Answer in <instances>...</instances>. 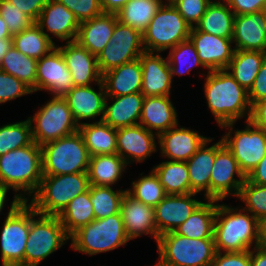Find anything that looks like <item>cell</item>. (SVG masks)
Wrapping results in <instances>:
<instances>
[{
	"label": "cell",
	"mask_w": 266,
	"mask_h": 266,
	"mask_svg": "<svg viewBox=\"0 0 266 266\" xmlns=\"http://www.w3.org/2000/svg\"><path fill=\"white\" fill-rule=\"evenodd\" d=\"M249 214L243 208L217 204L213 232L216 252H243L253 244L252 248L262 245L263 224Z\"/></svg>",
	"instance_id": "1"
},
{
	"label": "cell",
	"mask_w": 266,
	"mask_h": 266,
	"mask_svg": "<svg viewBox=\"0 0 266 266\" xmlns=\"http://www.w3.org/2000/svg\"><path fill=\"white\" fill-rule=\"evenodd\" d=\"M204 92L208 108L219 126L234 122L246 115L249 120L251 105L245 90L227 69L208 71Z\"/></svg>",
	"instance_id": "2"
},
{
	"label": "cell",
	"mask_w": 266,
	"mask_h": 266,
	"mask_svg": "<svg viewBox=\"0 0 266 266\" xmlns=\"http://www.w3.org/2000/svg\"><path fill=\"white\" fill-rule=\"evenodd\" d=\"M42 177L41 146L36 142L0 156V182L12 188L22 201H30L28 198L37 192ZM20 190L29 197L16 194Z\"/></svg>",
	"instance_id": "3"
},
{
	"label": "cell",
	"mask_w": 266,
	"mask_h": 266,
	"mask_svg": "<svg viewBox=\"0 0 266 266\" xmlns=\"http://www.w3.org/2000/svg\"><path fill=\"white\" fill-rule=\"evenodd\" d=\"M87 173L43 176L30 204L40 214L58 216L76 196L89 190Z\"/></svg>",
	"instance_id": "4"
},
{
	"label": "cell",
	"mask_w": 266,
	"mask_h": 266,
	"mask_svg": "<svg viewBox=\"0 0 266 266\" xmlns=\"http://www.w3.org/2000/svg\"><path fill=\"white\" fill-rule=\"evenodd\" d=\"M43 176L87 173L90 155L77 131L41 146Z\"/></svg>",
	"instance_id": "5"
},
{
	"label": "cell",
	"mask_w": 266,
	"mask_h": 266,
	"mask_svg": "<svg viewBox=\"0 0 266 266\" xmlns=\"http://www.w3.org/2000/svg\"><path fill=\"white\" fill-rule=\"evenodd\" d=\"M157 246L165 266H211L216 253L214 238L193 239L175 231L160 235Z\"/></svg>",
	"instance_id": "6"
},
{
	"label": "cell",
	"mask_w": 266,
	"mask_h": 266,
	"mask_svg": "<svg viewBox=\"0 0 266 266\" xmlns=\"http://www.w3.org/2000/svg\"><path fill=\"white\" fill-rule=\"evenodd\" d=\"M70 239L72 250L91 256L125 246L130 241L121 213L93 220L76 231Z\"/></svg>",
	"instance_id": "7"
},
{
	"label": "cell",
	"mask_w": 266,
	"mask_h": 266,
	"mask_svg": "<svg viewBox=\"0 0 266 266\" xmlns=\"http://www.w3.org/2000/svg\"><path fill=\"white\" fill-rule=\"evenodd\" d=\"M14 195L1 230L2 266H24V253L31 222V204Z\"/></svg>",
	"instance_id": "8"
},
{
	"label": "cell",
	"mask_w": 266,
	"mask_h": 266,
	"mask_svg": "<svg viewBox=\"0 0 266 266\" xmlns=\"http://www.w3.org/2000/svg\"><path fill=\"white\" fill-rule=\"evenodd\" d=\"M39 216L38 219L34 217ZM70 236L57 216L38 213L31 205V222L24 253V266H37L61 248Z\"/></svg>",
	"instance_id": "9"
},
{
	"label": "cell",
	"mask_w": 266,
	"mask_h": 266,
	"mask_svg": "<svg viewBox=\"0 0 266 266\" xmlns=\"http://www.w3.org/2000/svg\"><path fill=\"white\" fill-rule=\"evenodd\" d=\"M32 138L39 146L66 137L79 131L68 103L64 97H55L28 118ZM33 123L34 124L33 126Z\"/></svg>",
	"instance_id": "10"
},
{
	"label": "cell",
	"mask_w": 266,
	"mask_h": 266,
	"mask_svg": "<svg viewBox=\"0 0 266 266\" xmlns=\"http://www.w3.org/2000/svg\"><path fill=\"white\" fill-rule=\"evenodd\" d=\"M190 25L174 5L163 4L142 34L145 51L163 52L189 39Z\"/></svg>",
	"instance_id": "11"
},
{
	"label": "cell",
	"mask_w": 266,
	"mask_h": 266,
	"mask_svg": "<svg viewBox=\"0 0 266 266\" xmlns=\"http://www.w3.org/2000/svg\"><path fill=\"white\" fill-rule=\"evenodd\" d=\"M246 123L244 130L235 131L233 130L234 122L221 125V128H230L221 139L247 177L266 155V130L253 125L249 120Z\"/></svg>",
	"instance_id": "12"
},
{
	"label": "cell",
	"mask_w": 266,
	"mask_h": 266,
	"mask_svg": "<svg viewBox=\"0 0 266 266\" xmlns=\"http://www.w3.org/2000/svg\"><path fill=\"white\" fill-rule=\"evenodd\" d=\"M145 51L143 36L133 27L119 21L115 24L112 38L97 55V64L101 74L122 64L134 61Z\"/></svg>",
	"instance_id": "13"
},
{
	"label": "cell",
	"mask_w": 266,
	"mask_h": 266,
	"mask_svg": "<svg viewBox=\"0 0 266 266\" xmlns=\"http://www.w3.org/2000/svg\"><path fill=\"white\" fill-rule=\"evenodd\" d=\"M237 174L239 179H235ZM246 181L232 152L219 140L215 143V162L210 177V200L221 201L228 195L238 196Z\"/></svg>",
	"instance_id": "14"
},
{
	"label": "cell",
	"mask_w": 266,
	"mask_h": 266,
	"mask_svg": "<svg viewBox=\"0 0 266 266\" xmlns=\"http://www.w3.org/2000/svg\"><path fill=\"white\" fill-rule=\"evenodd\" d=\"M74 87L66 62L57 46L37 61L36 91H50L55 97H65Z\"/></svg>",
	"instance_id": "15"
},
{
	"label": "cell",
	"mask_w": 266,
	"mask_h": 266,
	"mask_svg": "<svg viewBox=\"0 0 266 266\" xmlns=\"http://www.w3.org/2000/svg\"><path fill=\"white\" fill-rule=\"evenodd\" d=\"M189 40L194 45L203 66L209 71L227 69L233 58L235 48L232 38H223L191 29Z\"/></svg>",
	"instance_id": "16"
},
{
	"label": "cell",
	"mask_w": 266,
	"mask_h": 266,
	"mask_svg": "<svg viewBox=\"0 0 266 266\" xmlns=\"http://www.w3.org/2000/svg\"><path fill=\"white\" fill-rule=\"evenodd\" d=\"M196 193L171 195L165 198L154 207L155 223L158 235L175 231L184 223L190 215L202 203L192 197Z\"/></svg>",
	"instance_id": "17"
},
{
	"label": "cell",
	"mask_w": 266,
	"mask_h": 266,
	"mask_svg": "<svg viewBox=\"0 0 266 266\" xmlns=\"http://www.w3.org/2000/svg\"><path fill=\"white\" fill-rule=\"evenodd\" d=\"M155 134L140 124L118 128L117 154L127 165L132 161H144L158 149L156 148Z\"/></svg>",
	"instance_id": "18"
},
{
	"label": "cell",
	"mask_w": 266,
	"mask_h": 266,
	"mask_svg": "<svg viewBox=\"0 0 266 266\" xmlns=\"http://www.w3.org/2000/svg\"><path fill=\"white\" fill-rule=\"evenodd\" d=\"M57 48L63 55L74 86H88L94 81L95 83L102 81L97 56L91 54L77 41L66 42V45Z\"/></svg>",
	"instance_id": "19"
},
{
	"label": "cell",
	"mask_w": 266,
	"mask_h": 266,
	"mask_svg": "<svg viewBox=\"0 0 266 266\" xmlns=\"http://www.w3.org/2000/svg\"><path fill=\"white\" fill-rule=\"evenodd\" d=\"M178 127L177 124L157 136L160 153L171 161L187 162L209 138L197 131Z\"/></svg>",
	"instance_id": "20"
},
{
	"label": "cell",
	"mask_w": 266,
	"mask_h": 266,
	"mask_svg": "<svg viewBox=\"0 0 266 266\" xmlns=\"http://www.w3.org/2000/svg\"><path fill=\"white\" fill-rule=\"evenodd\" d=\"M142 67L141 93L145 97L170 96L172 74L167 58L144 51L140 56Z\"/></svg>",
	"instance_id": "21"
},
{
	"label": "cell",
	"mask_w": 266,
	"mask_h": 266,
	"mask_svg": "<svg viewBox=\"0 0 266 266\" xmlns=\"http://www.w3.org/2000/svg\"><path fill=\"white\" fill-rule=\"evenodd\" d=\"M232 41L235 50L266 52V10L235 15Z\"/></svg>",
	"instance_id": "22"
},
{
	"label": "cell",
	"mask_w": 266,
	"mask_h": 266,
	"mask_svg": "<svg viewBox=\"0 0 266 266\" xmlns=\"http://www.w3.org/2000/svg\"><path fill=\"white\" fill-rule=\"evenodd\" d=\"M120 213L129 240L149 234L158 242L159 235L155 223L154 207L145 205L126 192L122 199Z\"/></svg>",
	"instance_id": "23"
},
{
	"label": "cell",
	"mask_w": 266,
	"mask_h": 266,
	"mask_svg": "<svg viewBox=\"0 0 266 266\" xmlns=\"http://www.w3.org/2000/svg\"><path fill=\"white\" fill-rule=\"evenodd\" d=\"M99 91H95L92 85L74 86L64 97L72 112L76 123L80 126L85 119H95L101 115L99 121L104 116L106 91L103 81L97 83Z\"/></svg>",
	"instance_id": "24"
},
{
	"label": "cell",
	"mask_w": 266,
	"mask_h": 266,
	"mask_svg": "<svg viewBox=\"0 0 266 266\" xmlns=\"http://www.w3.org/2000/svg\"><path fill=\"white\" fill-rule=\"evenodd\" d=\"M35 23L43 32L46 33V28L52 35L66 42L76 40L80 25L73 12L57 0H48Z\"/></svg>",
	"instance_id": "25"
},
{
	"label": "cell",
	"mask_w": 266,
	"mask_h": 266,
	"mask_svg": "<svg viewBox=\"0 0 266 266\" xmlns=\"http://www.w3.org/2000/svg\"><path fill=\"white\" fill-rule=\"evenodd\" d=\"M117 22V15L113 13H102L90 20L83 21L79 25L75 41L97 56L109 44Z\"/></svg>",
	"instance_id": "26"
},
{
	"label": "cell",
	"mask_w": 266,
	"mask_h": 266,
	"mask_svg": "<svg viewBox=\"0 0 266 266\" xmlns=\"http://www.w3.org/2000/svg\"><path fill=\"white\" fill-rule=\"evenodd\" d=\"M144 97L141 92L106 96L102 121L116 129L139 124L137 121L140 120ZM113 99L114 102L108 105L107 100Z\"/></svg>",
	"instance_id": "27"
},
{
	"label": "cell",
	"mask_w": 266,
	"mask_h": 266,
	"mask_svg": "<svg viewBox=\"0 0 266 266\" xmlns=\"http://www.w3.org/2000/svg\"><path fill=\"white\" fill-rule=\"evenodd\" d=\"M176 111L170 96L144 97L139 124L158 136L179 124Z\"/></svg>",
	"instance_id": "28"
},
{
	"label": "cell",
	"mask_w": 266,
	"mask_h": 266,
	"mask_svg": "<svg viewBox=\"0 0 266 266\" xmlns=\"http://www.w3.org/2000/svg\"><path fill=\"white\" fill-rule=\"evenodd\" d=\"M106 96H121L141 92L140 59L122 64L102 74Z\"/></svg>",
	"instance_id": "29"
},
{
	"label": "cell",
	"mask_w": 266,
	"mask_h": 266,
	"mask_svg": "<svg viewBox=\"0 0 266 266\" xmlns=\"http://www.w3.org/2000/svg\"><path fill=\"white\" fill-rule=\"evenodd\" d=\"M209 138L197 152L186 162L189 172L190 193L205 191L204 196L210 200V177L215 162V144L207 147L212 141ZM207 147V148H206Z\"/></svg>",
	"instance_id": "30"
},
{
	"label": "cell",
	"mask_w": 266,
	"mask_h": 266,
	"mask_svg": "<svg viewBox=\"0 0 266 266\" xmlns=\"http://www.w3.org/2000/svg\"><path fill=\"white\" fill-rule=\"evenodd\" d=\"M90 156L117 154V129L103 121L83 122L79 126Z\"/></svg>",
	"instance_id": "31"
},
{
	"label": "cell",
	"mask_w": 266,
	"mask_h": 266,
	"mask_svg": "<svg viewBox=\"0 0 266 266\" xmlns=\"http://www.w3.org/2000/svg\"><path fill=\"white\" fill-rule=\"evenodd\" d=\"M235 14L228 4L223 1H211L198 24L194 26L198 31L223 38L233 37Z\"/></svg>",
	"instance_id": "32"
},
{
	"label": "cell",
	"mask_w": 266,
	"mask_h": 266,
	"mask_svg": "<svg viewBox=\"0 0 266 266\" xmlns=\"http://www.w3.org/2000/svg\"><path fill=\"white\" fill-rule=\"evenodd\" d=\"M126 162L118 154L90 156L88 178L90 185L112 186L125 172Z\"/></svg>",
	"instance_id": "33"
},
{
	"label": "cell",
	"mask_w": 266,
	"mask_h": 266,
	"mask_svg": "<svg viewBox=\"0 0 266 266\" xmlns=\"http://www.w3.org/2000/svg\"><path fill=\"white\" fill-rule=\"evenodd\" d=\"M217 202L216 200L208 199L207 202H202L175 232L193 239L214 238L213 232Z\"/></svg>",
	"instance_id": "34"
},
{
	"label": "cell",
	"mask_w": 266,
	"mask_h": 266,
	"mask_svg": "<svg viewBox=\"0 0 266 266\" xmlns=\"http://www.w3.org/2000/svg\"><path fill=\"white\" fill-rule=\"evenodd\" d=\"M266 59V52L235 50L227 67L234 79L247 91L253 86L254 80Z\"/></svg>",
	"instance_id": "35"
},
{
	"label": "cell",
	"mask_w": 266,
	"mask_h": 266,
	"mask_svg": "<svg viewBox=\"0 0 266 266\" xmlns=\"http://www.w3.org/2000/svg\"><path fill=\"white\" fill-rule=\"evenodd\" d=\"M12 45L22 54L36 60L41 59L56 47L49 34L43 32L36 23L12 35Z\"/></svg>",
	"instance_id": "36"
},
{
	"label": "cell",
	"mask_w": 266,
	"mask_h": 266,
	"mask_svg": "<svg viewBox=\"0 0 266 266\" xmlns=\"http://www.w3.org/2000/svg\"><path fill=\"white\" fill-rule=\"evenodd\" d=\"M162 5L161 0H130L116 15L120 23L143 34Z\"/></svg>",
	"instance_id": "37"
},
{
	"label": "cell",
	"mask_w": 266,
	"mask_h": 266,
	"mask_svg": "<svg viewBox=\"0 0 266 266\" xmlns=\"http://www.w3.org/2000/svg\"><path fill=\"white\" fill-rule=\"evenodd\" d=\"M57 217L70 237L81 227L95 220L93 204L90 201V187L87 192L71 200Z\"/></svg>",
	"instance_id": "38"
},
{
	"label": "cell",
	"mask_w": 266,
	"mask_h": 266,
	"mask_svg": "<svg viewBox=\"0 0 266 266\" xmlns=\"http://www.w3.org/2000/svg\"><path fill=\"white\" fill-rule=\"evenodd\" d=\"M158 175L166 194L190 193L189 172L186 162L163 161L153 168Z\"/></svg>",
	"instance_id": "39"
},
{
	"label": "cell",
	"mask_w": 266,
	"mask_h": 266,
	"mask_svg": "<svg viewBox=\"0 0 266 266\" xmlns=\"http://www.w3.org/2000/svg\"><path fill=\"white\" fill-rule=\"evenodd\" d=\"M37 61L22 54L12 45L0 63V70L13 75L27 85L32 92H36Z\"/></svg>",
	"instance_id": "40"
},
{
	"label": "cell",
	"mask_w": 266,
	"mask_h": 266,
	"mask_svg": "<svg viewBox=\"0 0 266 266\" xmlns=\"http://www.w3.org/2000/svg\"><path fill=\"white\" fill-rule=\"evenodd\" d=\"M127 190L114 191L111 186L90 185V201L95 219H104L120 213L122 199Z\"/></svg>",
	"instance_id": "41"
},
{
	"label": "cell",
	"mask_w": 266,
	"mask_h": 266,
	"mask_svg": "<svg viewBox=\"0 0 266 266\" xmlns=\"http://www.w3.org/2000/svg\"><path fill=\"white\" fill-rule=\"evenodd\" d=\"M132 185V190L127 189V193L145 205L155 207L167 195L158 175L154 172V170L151 171L150 175H145L137 181H132Z\"/></svg>",
	"instance_id": "42"
},
{
	"label": "cell",
	"mask_w": 266,
	"mask_h": 266,
	"mask_svg": "<svg viewBox=\"0 0 266 266\" xmlns=\"http://www.w3.org/2000/svg\"><path fill=\"white\" fill-rule=\"evenodd\" d=\"M33 142L29 119L0 127V156Z\"/></svg>",
	"instance_id": "43"
},
{
	"label": "cell",
	"mask_w": 266,
	"mask_h": 266,
	"mask_svg": "<svg viewBox=\"0 0 266 266\" xmlns=\"http://www.w3.org/2000/svg\"><path fill=\"white\" fill-rule=\"evenodd\" d=\"M167 59L170 65L172 79L175 74L183 75L189 73L195 66L199 65L204 67L194 45L189 39L171 48Z\"/></svg>",
	"instance_id": "44"
},
{
	"label": "cell",
	"mask_w": 266,
	"mask_h": 266,
	"mask_svg": "<svg viewBox=\"0 0 266 266\" xmlns=\"http://www.w3.org/2000/svg\"><path fill=\"white\" fill-rule=\"evenodd\" d=\"M237 197L245 203V211L262 224L266 223V185H257L246 179Z\"/></svg>",
	"instance_id": "45"
},
{
	"label": "cell",
	"mask_w": 266,
	"mask_h": 266,
	"mask_svg": "<svg viewBox=\"0 0 266 266\" xmlns=\"http://www.w3.org/2000/svg\"><path fill=\"white\" fill-rule=\"evenodd\" d=\"M0 16L7 23L11 35L20 33L35 23L28 15L7 0H0Z\"/></svg>",
	"instance_id": "46"
},
{
	"label": "cell",
	"mask_w": 266,
	"mask_h": 266,
	"mask_svg": "<svg viewBox=\"0 0 266 266\" xmlns=\"http://www.w3.org/2000/svg\"><path fill=\"white\" fill-rule=\"evenodd\" d=\"M73 12L79 23L103 13L101 0H57Z\"/></svg>",
	"instance_id": "47"
},
{
	"label": "cell",
	"mask_w": 266,
	"mask_h": 266,
	"mask_svg": "<svg viewBox=\"0 0 266 266\" xmlns=\"http://www.w3.org/2000/svg\"><path fill=\"white\" fill-rule=\"evenodd\" d=\"M33 93L22 81L0 70V104Z\"/></svg>",
	"instance_id": "48"
},
{
	"label": "cell",
	"mask_w": 266,
	"mask_h": 266,
	"mask_svg": "<svg viewBox=\"0 0 266 266\" xmlns=\"http://www.w3.org/2000/svg\"><path fill=\"white\" fill-rule=\"evenodd\" d=\"M212 0H177L173 5L191 28L196 26Z\"/></svg>",
	"instance_id": "49"
},
{
	"label": "cell",
	"mask_w": 266,
	"mask_h": 266,
	"mask_svg": "<svg viewBox=\"0 0 266 266\" xmlns=\"http://www.w3.org/2000/svg\"><path fill=\"white\" fill-rule=\"evenodd\" d=\"M211 266H251L250 250L243 252H216Z\"/></svg>",
	"instance_id": "50"
},
{
	"label": "cell",
	"mask_w": 266,
	"mask_h": 266,
	"mask_svg": "<svg viewBox=\"0 0 266 266\" xmlns=\"http://www.w3.org/2000/svg\"><path fill=\"white\" fill-rule=\"evenodd\" d=\"M266 99V59L261 64L260 70L254 80L253 86L248 91V100L252 106L254 103Z\"/></svg>",
	"instance_id": "51"
},
{
	"label": "cell",
	"mask_w": 266,
	"mask_h": 266,
	"mask_svg": "<svg viewBox=\"0 0 266 266\" xmlns=\"http://www.w3.org/2000/svg\"><path fill=\"white\" fill-rule=\"evenodd\" d=\"M235 15H244L266 10V0H226Z\"/></svg>",
	"instance_id": "52"
},
{
	"label": "cell",
	"mask_w": 266,
	"mask_h": 266,
	"mask_svg": "<svg viewBox=\"0 0 266 266\" xmlns=\"http://www.w3.org/2000/svg\"><path fill=\"white\" fill-rule=\"evenodd\" d=\"M14 6H17L23 13L28 15L34 22L37 21L41 11L48 0H7Z\"/></svg>",
	"instance_id": "53"
},
{
	"label": "cell",
	"mask_w": 266,
	"mask_h": 266,
	"mask_svg": "<svg viewBox=\"0 0 266 266\" xmlns=\"http://www.w3.org/2000/svg\"><path fill=\"white\" fill-rule=\"evenodd\" d=\"M249 121L253 125L261 127L264 130H266V99L254 103L251 106Z\"/></svg>",
	"instance_id": "54"
},
{
	"label": "cell",
	"mask_w": 266,
	"mask_h": 266,
	"mask_svg": "<svg viewBox=\"0 0 266 266\" xmlns=\"http://www.w3.org/2000/svg\"><path fill=\"white\" fill-rule=\"evenodd\" d=\"M246 179L257 185H266V155L256 165V167L249 173Z\"/></svg>",
	"instance_id": "55"
},
{
	"label": "cell",
	"mask_w": 266,
	"mask_h": 266,
	"mask_svg": "<svg viewBox=\"0 0 266 266\" xmlns=\"http://www.w3.org/2000/svg\"><path fill=\"white\" fill-rule=\"evenodd\" d=\"M253 249L250 250L251 266H266V248L261 245Z\"/></svg>",
	"instance_id": "56"
},
{
	"label": "cell",
	"mask_w": 266,
	"mask_h": 266,
	"mask_svg": "<svg viewBox=\"0 0 266 266\" xmlns=\"http://www.w3.org/2000/svg\"><path fill=\"white\" fill-rule=\"evenodd\" d=\"M130 0H101L103 13L116 14Z\"/></svg>",
	"instance_id": "57"
},
{
	"label": "cell",
	"mask_w": 266,
	"mask_h": 266,
	"mask_svg": "<svg viewBox=\"0 0 266 266\" xmlns=\"http://www.w3.org/2000/svg\"><path fill=\"white\" fill-rule=\"evenodd\" d=\"M11 46H12V38L0 39V63L2 62L3 57L9 51Z\"/></svg>",
	"instance_id": "58"
},
{
	"label": "cell",
	"mask_w": 266,
	"mask_h": 266,
	"mask_svg": "<svg viewBox=\"0 0 266 266\" xmlns=\"http://www.w3.org/2000/svg\"><path fill=\"white\" fill-rule=\"evenodd\" d=\"M2 38H12V35L7 28V23L0 16V39Z\"/></svg>",
	"instance_id": "59"
},
{
	"label": "cell",
	"mask_w": 266,
	"mask_h": 266,
	"mask_svg": "<svg viewBox=\"0 0 266 266\" xmlns=\"http://www.w3.org/2000/svg\"><path fill=\"white\" fill-rule=\"evenodd\" d=\"M9 188H7L4 184L0 182V212L2 211L4 204H5V199L7 197V192Z\"/></svg>",
	"instance_id": "60"
},
{
	"label": "cell",
	"mask_w": 266,
	"mask_h": 266,
	"mask_svg": "<svg viewBox=\"0 0 266 266\" xmlns=\"http://www.w3.org/2000/svg\"><path fill=\"white\" fill-rule=\"evenodd\" d=\"M262 245L266 248V223L263 224Z\"/></svg>",
	"instance_id": "61"
},
{
	"label": "cell",
	"mask_w": 266,
	"mask_h": 266,
	"mask_svg": "<svg viewBox=\"0 0 266 266\" xmlns=\"http://www.w3.org/2000/svg\"><path fill=\"white\" fill-rule=\"evenodd\" d=\"M167 3L165 4H169V5H173L177 0H166ZM161 3L164 4V2L161 0Z\"/></svg>",
	"instance_id": "62"
},
{
	"label": "cell",
	"mask_w": 266,
	"mask_h": 266,
	"mask_svg": "<svg viewBox=\"0 0 266 266\" xmlns=\"http://www.w3.org/2000/svg\"><path fill=\"white\" fill-rule=\"evenodd\" d=\"M154 266H165V265L159 260L158 263H156V265Z\"/></svg>",
	"instance_id": "63"
}]
</instances>
